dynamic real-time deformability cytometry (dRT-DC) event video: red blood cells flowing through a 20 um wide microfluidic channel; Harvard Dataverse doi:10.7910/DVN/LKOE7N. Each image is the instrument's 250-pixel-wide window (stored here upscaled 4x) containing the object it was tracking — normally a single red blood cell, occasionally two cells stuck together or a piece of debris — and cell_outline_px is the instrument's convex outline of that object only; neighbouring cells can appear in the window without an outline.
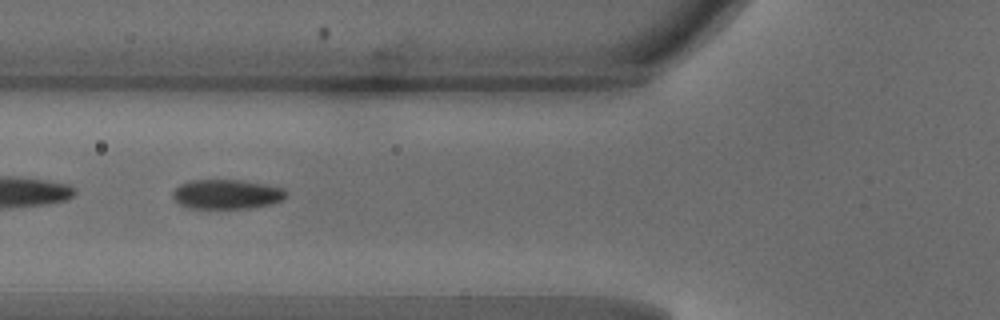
{"species": "common noctule bat (a hibernating species)", "species_latin": "Nyctalus noctula", "temperature_condition": "warm", "stored_images_in_passage": 47, "segment_of_instrument_passage": [2, 2], "camera_frame_rate_fps": 3000, "um_per_image_px": 0.085, "animal": {"sex": "male", "body_mass_g": 18.8}, "frame": {"image": 1, "passage_image": 17, "time_ms": 5.333, "image_size_px": [1000, 320], "cell_outline_px": [[288, 196], [272, 204], [248, 208], [188, 208], [180, 204], [172, 196], [172, 192], [180, 184], [192, 180], [240, 180], [264, 184], [284, 188], [288, 192]], "centroid_in_image_um": [19.29, 16.51], "position_along_channel_um": 106.5, "area_um2": 19.48}}
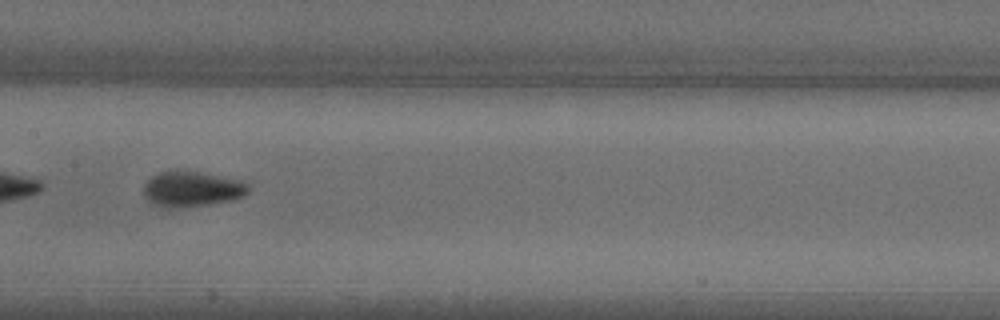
{"frame": {"image": 2, "passage_image": 23, "time_ms": 7.333, "image_size_px": [1000, 320], "cell_outline_px": [[252, 184], [248, 192], [244, 196], [232, 200], [208, 204], [176, 208], [160, 208], [152, 204], [144, 196], [144, 184], [152, 176], [160, 172], [200, 172], [244, 180]], "centroid_in_image_um": [16.36, 16.09], "position_along_channel_um": 191.0, "area_um2": 21.73}}
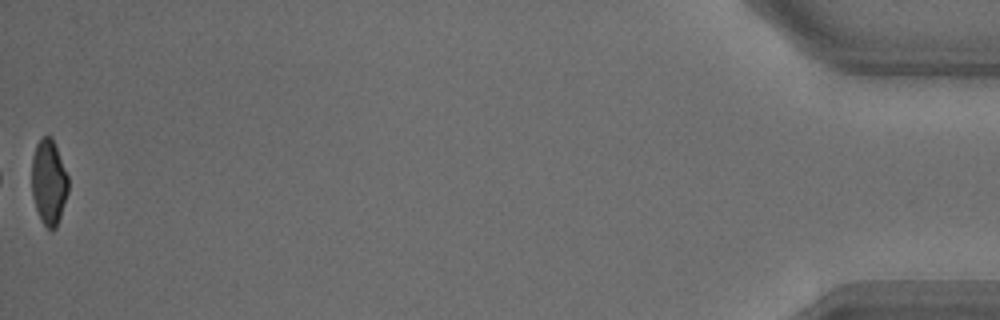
{"frame": {"image": 3, "passage_image": 47, "time_ms": 15.333, "image_size_px": [1000, 320], "cell_outline_px": [[68, 192], [56, 228], [52, 232], [40, 220], [32, 196], [32, 156], [36, 144], [44, 136], [52, 136], [68, 176]], "centroid_in_image_um": [4.14, 15.49], "position_along_channel_um": 431.1, "area_um2": 18.15}}